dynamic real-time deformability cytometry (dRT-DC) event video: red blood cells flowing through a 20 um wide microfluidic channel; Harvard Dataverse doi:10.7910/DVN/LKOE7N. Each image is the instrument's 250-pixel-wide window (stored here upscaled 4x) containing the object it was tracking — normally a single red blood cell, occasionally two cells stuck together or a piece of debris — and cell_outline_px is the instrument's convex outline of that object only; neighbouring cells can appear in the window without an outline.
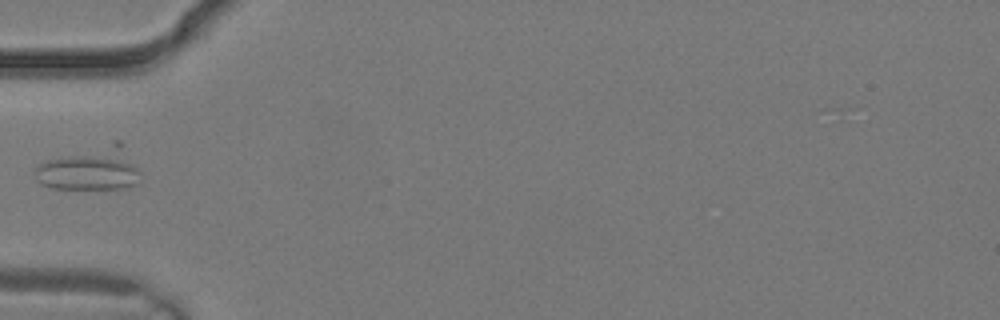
{"species": "common noctule bat (a hibernating species)", "species_latin": "Nyctalus noctula", "temperature_condition": "warm", "stored_images_in_passage": 2, "camera_frame_rate_fps": 3000, "um_per_image_px": 0.085, "animal": {"sex": "male", "body_mass_g": 19.2, "forearm_length_mm": 51.8}, "frame": {"image": 1, "passage_image": 2, "time_ms": 0.333, "image_size_px": [1000, 320], "cell_outline_px": [[140, 184], [128, 188], [48, 188], [40, 184], [36, 180], [32, 172], [40, 164], [48, 160], [116, 140], [120, 140], [140, 172]], "centroid_in_image_um": [7.71, 14.36], "position_along_channel_um": 77.3, "area_um2": 26.53}}